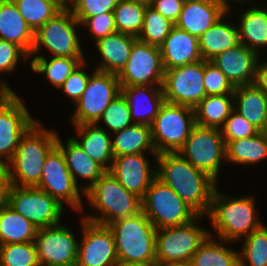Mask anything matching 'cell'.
Masks as SVG:
<instances>
[{
  "label": "cell",
  "instance_id": "cell-1",
  "mask_svg": "<svg viewBox=\"0 0 267 266\" xmlns=\"http://www.w3.org/2000/svg\"><path fill=\"white\" fill-rule=\"evenodd\" d=\"M157 178L170 186L199 215H207L217 181L195 168L178 152H164L155 159Z\"/></svg>",
  "mask_w": 267,
  "mask_h": 266
},
{
  "label": "cell",
  "instance_id": "cell-2",
  "mask_svg": "<svg viewBox=\"0 0 267 266\" xmlns=\"http://www.w3.org/2000/svg\"><path fill=\"white\" fill-rule=\"evenodd\" d=\"M58 134L44 129L36 121L21 137L11 160L6 164L8 177L17 187H37L39 185L45 159L56 146Z\"/></svg>",
  "mask_w": 267,
  "mask_h": 266
},
{
  "label": "cell",
  "instance_id": "cell-3",
  "mask_svg": "<svg viewBox=\"0 0 267 266\" xmlns=\"http://www.w3.org/2000/svg\"><path fill=\"white\" fill-rule=\"evenodd\" d=\"M115 240L119 264L157 265L156 228L143 211L108 224Z\"/></svg>",
  "mask_w": 267,
  "mask_h": 266
},
{
  "label": "cell",
  "instance_id": "cell-4",
  "mask_svg": "<svg viewBox=\"0 0 267 266\" xmlns=\"http://www.w3.org/2000/svg\"><path fill=\"white\" fill-rule=\"evenodd\" d=\"M254 203L253 195L230 198L215 189L206 216L209 217L208 220L211 221L220 241L232 243L263 225L258 214L254 212Z\"/></svg>",
  "mask_w": 267,
  "mask_h": 266
},
{
  "label": "cell",
  "instance_id": "cell-5",
  "mask_svg": "<svg viewBox=\"0 0 267 266\" xmlns=\"http://www.w3.org/2000/svg\"><path fill=\"white\" fill-rule=\"evenodd\" d=\"M89 205L100 212L99 216H85L88 221L108 225L114 220L134 216L142 211L141 198L126 190L106 171L85 193Z\"/></svg>",
  "mask_w": 267,
  "mask_h": 266
},
{
  "label": "cell",
  "instance_id": "cell-6",
  "mask_svg": "<svg viewBox=\"0 0 267 266\" xmlns=\"http://www.w3.org/2000/svg\"><path fill=\"white\" fill-rule=\"evenodd\" d=\"M142 211L156 229L190 223L199 214L157 177L141 199Z\"/></svg>",
  "mask_w": 267,
  "mask_h": 266
},
{
  "label": "cell",
  "instance_id": "cell-7",
  "mask_svg": "<svg viewBox=\"0 0 267 266\" xmlns=\"http://www.w3.org/2000/svg\"><path fill=\"white\" fill-rule=\"evenodd\" d=\"M200 218L202 215L185 225L156 229L157 266L191 260L198 247L212 236L205 228L199 227Z\"/></svg>",
  "mask_w": 267,
  "mask_h": 266
},
{
  "label": "cell",
  "instance_id": "cell-8",
  "mask_svg": "<svg viewBox=\"0 0 267 266\" xmlns=\"http://www.w3.org/2000/svg\"><path fill=\"white\" fill-rule=\"evenodd\" d=\"M195 125L193 108L165 101L151 125L156 153L178 152Z\"/></svg>",
  "mask_w": 267,
  "mask_h": 266
},
{
  "label": "cell",
  "instance_id": "cell-9",
  "mask_svg": "<svg viewBox=\"0 0 267 266\" xmlns=\"http://www.w3.org/2000/svg\"><path fill=\"white\" fill-rule=\"evenodd\" d=\"M79 25L72 10L63 8L35 32L31 56L43 46L56 57L85 58L76 32Z\"/></svg>",
  "mask_w": 267,
  "mask_h": 266
},
{
  "label": "cell",
  "instance_id": "cell-10",
  "mask_svg": "<svg viewBox=\"0 0 267 266\" xmlns=\"http://www.w3.org/2000/svg\"><path fill=\"white\" fill-rule=\"evenodd\" d=\"M120 94L117 74L95 69L85 91L75 103L77 106L71 118L73 125L96 124L108 105Z\"/></svg>",
  "mask_w": 267,
  "mask_h": 266
},
{
  "label": "cell",
  "instance_id": "cell-11",
  "mask_svg": "<svg viewBox=\"0 0 267 266\" xmlns=\"http://www.w3.org/2000/svg\"><path fill=\"white\" fill-rule=\"evenodd\" d=\"M178 153L217 181L221 160L226 159V145L220 129L196 124Z\"/></svg>",
  "mask_w": 267,
  "mask_h": 266
},
{
  "label": "cell",
  "instance_id": "cell-12",
  "mask_svg": "<svg viewBox=\"0 0 267 266\" xmlns=\"http://www.w3.org/2000/svg\"><path fill=\"white\" fill-rule=\"evenodd\" d=\"M162 89L166 102L194 109L207 96L204 60L165 70Z\"/></svg>",
  "mask_w": 267,
  "mask_h": 266
},
{
  "label": "cell",
  "instance_id": "cell-13",
  "mask_svg": "<svg viewBox=\"0 0 267 266\" xmlns=\"http://www.w3.org/2000/svg\"><path fill=\"white\" fill-rule=\"evenodd\" d=\"M9 206L38 229L60 224L64 207L44 190L14 185L9 193Z\"/></svg>",
  "mask_w": 267,
  "mask_h": 266
},
{
  "label": "cell",
  "instance_id": "cell-14",
  "mask_svg": "<svg viewBox=\"0 0 267 266\" xmlns=\"http://www.w3.org/2000/svg\"><path fill=\"white\" fill-rule=\"evenodd\" d=\"M164 74L160 47L137 39L132 46L129 59L117 77L121 86H162Z\"/></svg>",
  "mask_w": 267,
  "mask_h": 266
},
{
  "label": "cell",
  "instance_id": "cell-15",
  "mask_svg": "<svg viewBox=\"0 0 267 266\" xmlns=\"http://www.w3.org/2000/svg\"><path fill=\"white\" fill-rule=\"evenodd\" d=\"M37 188L44 190L60 204H69L77 211H83L78 184L75 183L61 149L56 145L47 155L42 176ZM64 201V202H63Z\"/></svg>",
  "mask_w": 267,
  "mask_h": 266
},
{
  "label": "cell",
  "instance_id": "cell-16",
  "mask_svg": "<svg viewBox=\"0 0 267 266\" xmlns=\"http://www.w3.org/2000/svg\"><path fill=\"white\" fill-rule=\"evenodd\" d=\"M35 122L36 120H33L29 110L16 93L0 97L1 165H6L11 160L21 137Z\"/></svg>",
  "mask_w": 267,
  "mask_h": 266
},
{
  "label": "cell",
  "instance_id": "cell-17",
  "mask_svg": "<svg viewBox=\"0 0 267 266\" xmlns=\"http://www.w3.org/2000/svg\"><path fill=\"white\" fill-rule=\"evenodd\" d=\"M34 242L41 266H76L79 242L64 225L38 229Z\"/></svg>",
  "mask_w": 267,
  "mask_h": 266
},
{
  "label": "cell",
  "instance_id": "cell-18",
  "mask_svg": "<svg viewBox=\"0 0 267 266\" xmlns=\"http://www.w3.org/2000/svg\"><path fill=\"white\" fill-rule=\"evenodd\" d=\"M83 236L78 246L76 266H117L115 240L108 225L83 218Z\"/></svg>",
  "mask_w": 267,
  "mask_h": 266
},
{
  "label": "cell",
  "instance_id": "cell-19",
  "mask_svg": "<svg viewBox=\"0 0 267 266\" xmlns=\"http://www.w3.org/2000/svg\"><path fill=\"white\" fill-rule=\"evenodd\" d=\"M145 153H137L114 157L109 172L129 192L143 198L152 181L157 177V171L149 167Z\"/></svg>",
  "mask_w": 267,
  "mask_h": 266
},
{
  "label": "cell",
  "instance_id": "cell-20",
  "mask_svg": "<svg viewBox=\"0 0 267 266\" xmlns=\"http://www.w3.org/2000/svg\"><path fill=\"white\" fill-rule=\"evenodd\" d=\"M260 55L241 43L216 55L210 62L236 86L253 84Z\"/></svg>",
  "mask_w": 267,
  "mask_h": 266
},
{
  "label": "cell",
  "instance_id": "cell-21",
  "mask_svg": "<svg viewBox=\"0 0 267 266\" xmlns=\"http://www.w3.org/2000/svg\"><path fill=\"white\" fill-rule=\"evenodd\" d=\"M121 93L128 103L131 120L136 124L151 126L165 102L162 86H121Z\"/></svg>",
  "mask_w": 267,
  "mask_h": 266
},
{
  "label": "cell",
  "instance_id": "cell-22",
  "mask_svg": "<svg viewBox=\"0 0 267 266\" xmlns=\"http://www.w3.org/2000/svg\"><path fill=\"white\" fill-rule=\"evenodd\" d=\"M164 70L202 60L199 38L176 26L160 46Z\"/></svg>",
  "mask_w": 267,
  "mask_h": 266
},
{
  "label": "cell",
  "instance_id": "cell-23",
  "mask_svg": "<svg viewBox=\"0 0 267 266\" xmlns=\"http://www.w3.org/2000/svg\"><path fill=\"white\" fill-rule=\"evenodd\" d=\"M226 13L218 1L184 2L175 26L199 38Z\"/></svg>",
  "mask_w": 267,
  "mask_h": 266
},
{
  "label": "cell",
  "instance_id": "cell-24",
  "mask_svg": "<svg viewBox=\"0 0 267 266\" xmlns=\"http://www.w3.org/2000/svg\"><path fill=\"white\" fill-rule=\"evenodd\" d=\"M0 39L17 44L31 56L35 32L12 0H0Z\"/></svg>",
  "mask_w": 267,
  "mask_h": 266
},
{
  "label": "cell",
  "instance_id": "cell-25",
  "mask_svg": "<svg viewBox=\"0 0 267 266\" xmlns=\"http://www.w3.org/2000/svg\"><path fill=\"white\" fill-rule=\"evenodd\" d=\"M136 37L115 32L95 42L101 55V62L97 70L118 74L130 57Z\"/></svg>",
  "mask_w": 267,
  "mask_h": 266
},
{
  "label": "cell",
  "instance_id": "cell-26",
  "mask_svg": "<svg viewBox=\"0 0 267 266\" xmlns=\"http://www.w3.org/2000/svg\"><path fill=\"white\" fill-rule=\"evenodd\" d=\"M66 146L63 145L60 137H57L56 145L64 154L67 167L77 184V176L89 180V184L82 188L85 193L105 172L106 170L89 157L79 146V144L70 136L66 139Z\"/></svg>",
  "mask_w": 267,
  "mask_h": 266
},
{
  "label": "cell",
  "instance_id": "cell-27",
  "mask_svg": "<svg viewBox=\"0 0 267 266\" xmlns=\"http://www.w3.org/2000/svg\"><path fill=\"white\" fill-rule=\"evenodd\" d=\"M78 135L82 138L78 141L72 137L82 148V150L101 165L106 171H109L114 160L112 151V138L103 127L97 124H82L75 126Z\"/></svg>",
  "mask_w": 267,
  "mask_h": 266
},
{
  "label": "cell",
  "instance_id": "cell-28",
  "mask_svg": "<svg viewBox=\"0 0 267 266\" xmlns=\"http://www.w3.org/2000/svg\"><path fill=\"white\" fill-rule=\"evenodd\" d=\"M224 19L222 17L199 37V50L203 60L210 61L216 55L240 44L238 26Z\"/></svg>",
  "mask_w": 267,
  "mask_h": 266
},
{
  "label": "cell",
  "instance_id": "cell-29",
  "mask_svg": "<svg viewBox=\"0 0 267 266\" xmlns=\"http://www.w3.org/2000/svg\"><path fill=\"white\" fill-rule=\"evenodd\" d=\"M116 137L111 140L113 157L151 152L155 158L157 153L152 141L151 126L133 123L125 129L112 133Z\"/></svg>",
  "mask_w": 267,
  "mask_h": 266
},
{
  "label": "cell",
  "instance_id": "cell-30",
  "mask_svg": "<svg viewBox=\"0 0 267 266\" xmlns=\"http://www.w3.org/2000/svg\"><path fill=\"white\" fill-rule=\"evenodd\" d=\"M234 111L256 128L263 124L267 112V95L254 83L236 86L233 92Z\"/></svg>",
  "mask_w": 267,
  "mask_h": 266
},
{
  "label": "cell",
  "instance_id": "cell-31",
  "mask_svg": "<svg viewBox=\"0 0 267 266\" xmlns=\"http://www.w3.org/2000/svg\"><path fill=\"white\" fill-rule=\"evenodd\" d=\"M240 19V43L259 54L257 47L267 46V10L253 7L243 12Z\"/></svg>",
  "mask_w": 267,
  "mask_h": 266
},
{
  "label": "cell",
  "instance_id": "cell-32",
  "mask_svg": "<svg viewBox=\"0 0 267 266\" xmlns=\"http://www.w3.org/2000/svg\"><path fill=\"white\" fill-rule=\"evenodd\" d=\"M38 228L7 206L0 212V245L35 241Z\"/></svg>",
  "mask_w": 267,
  "mask_h": 266
},
{
  "label": "cell",
  "instance_id": "cell-33",
  "mask_svg": "<svg viewBox=\"0 0 267 266\" xmlns=\"http://www.w3.org/2000/svg\"><path fill=\"white\" fill-rule=\"evenodd\" d=\"M233 94L207 95L194 108L196 124L220 129L234 110Z\"/></svg>",
  "mask_w": 267,
  "mask_h": 266
},
{
  "label": "cell",
  "instance_id": "cell-34",
  "mask_svg": "<svg viewBox=\"0 0 267 266\" xmlns=\"http://www.w3.org/2000/svg\"><path fill=\"white\" fill-rule=\"evenodd\" d=\"M225 145V161L231 163L249 165L267 158V140L259 133L255 136L229 141Z\"/></svg>",
  "mask_w": 267,
  "mask_h": 266
},
{
  "label": "cell",
  "instance_id": "cell-35",
  "mask_svg": "<svg viewBox=\"0 0 267 266\" xmlns=\"http://www.w3.org/2000/svg\"><path fill=\"white\" fill-rule=\"evenodd\" d=\"M85 58H70L52 56L49 61L39 54L31 60V68L34 72L45 74L46 79L59 88L70 74L79 66Z\"/></svg>",
  "mask_w": 267,
  "mask_h": 266
},
{
  "label": "cell",
  "instance_id": "cell-36",
  "mask_svg": "<svg viewBox=\"0 0 267 266\" xmlns=\"http://www.w3.org/2000/svg\"><path fill=\"white\" fill-rule=\"evenodd\" d=\"M190 261L195 266H239V252L227 248L209 236L198 247Z\"/></svg>",
  "mask_w": 267,
  "mask_h": 266
},
{
  "label": "cell",
  "instance_id": "cell-37",
  "mask_svg": "<svg viewBox=\"0 0 267 266\" xmlns=\"http://www.w3.org/2000/svg\"><path fill=\"white\" fill-rule=\"evenodd\" d=\"M148 4L137 0H119L113 10L117 32L138 38Z\"/></svg>",
  "mask_w": 267,
  "mask_h": 266
},
{
  "label": "cell",
  "instance_id": "cell-38",
  "mask_svg": "<svg viewBox=\"0 0 267 266\" xmlns=\"http://www.w3.org/2000/svg\"><path fill=\"white\" fill-rule=\"evenodd\" d=\"M26 23L36 32L63 7L60 0H12Z\"/></svg>",
  "mask_w": 267,
  "mask_h": 266
},
{
  "label": "cell",
  "instance_id": "cell-39",
  "mask_svg": "<svg viewBox=\"0 0 267 266\" xmlns=\"http://www.w3.org/2000/svg\"><path fill=\"white\" fill-rule=\"evenodd\" d=\"M239 266H267V227L264 224L245 237Z\"/></svg>",
  "mask_w": 267,
  "mask_h": 266
},
{
  "label": "cell",
  "instance_id": "cell-40",
  "mask_svg": "<svg viewBox=\"0 0 267 266\" xmlns=\"http://www.w3.org/2000/svg\"><path fill=\"white\" fill-rule=\"evenodd\" d=\"M174 26V23L166 19L153 7L147 5L143 28L137 39L144 43L160 47Z\"/></svg>",
  "mask_w": 267,
  "mask_h": 266
},
{
  "label": "cell",
  "instance_id": "cell-41",
  "mask_svg": "<svg viewBox=\"0 0 267 266\" xmlns=\"http://www.w3.org/2000/svg\"><path fill=\"white\" fill-rule=\"evenodd\" d=\"M0 266H41L35 242L0 245Z\"/></svg>",
  "mask_w": 267,
  "mask_h": 266
},
{
  "label": "cell",
  "instance_id": "cell-42",
  "mask_svg": "<svg viewBox=\"0 0 267 266\" xmlns=\"http://www.w3.org/2000/svg\"><path fill=\"white\" fill-rule=\"evenodd\" d=\"M101 120L113 133L133 124L128 103L122 93L108 105L96 124L100 123Z\"/></svg>",
  "mask_w": 267,
  "mask_h": 266
},
{
  "label": "cell",
  "instance_id": "cell-43",
  "mask_svg": "<svg viewBox=\"0 0 267 266\" xmlns=\"http://www.w3.org/2000/svg\"><path fill=\"white\" fill-rule=\"evenodd\" d=\"M220 131L225 144L229 141L255 136L259 133L258 128L234 110L220 128Z\"/></svg>",
  "mask_w": 267,
  "mask_h": 266
},
{
  "label": "cell",
  "instance_id": "cell-44",
  "mask_svg": "<svg viewBox=\"0 0 267 266\" xmlns=\"http://www.w3.org/2000/svg\"><path fill=\"white\" fill-rule=\"evenodd\" d=\"M204 88L206 95L233 94L235 86L210 61L204 60Z\"/></svg>",
  "mask_w": 267,
  "mask_h": 266
},
{
  "label": "cell",
  "instance_id": "cell-45",
  "mask_svg": "<svg viewBox=\"0 0 267 266\" xmlns=\"http://www.w3.org/2000/svg\"><path fill=\"white\" fill-rule=\"evenodd\" d=\"M75 18L79 21L80 24L88 26L95 42H97L101 38L117 32L113 12H105L97 14L93 17Z\"/></svg>",
  "mask_w": 267,
  "mask_h": 266
},
{
  "label": "cell",
  "instance_id": "cell-46",
  "mask_svg": "<svg viewBox=\"0 0 267 266\" xmlns=\"http://www.w3.org/2000/svg\"><path fill=\"white\" fill-rule=\"evenodd\" d=\"M119 0H77L70 9L74 17H93L105 12H113Z\"/></svg>",
  "mask_w": 267,
  "mask_h": 266
},
{
  "label": "cell",
  "instance_id": "cell-47",
  "mask_svg": "<svg viewBox=\"0 0 267 266\" xmlns=\"http://www.w3.org/2000/svg\"><path fill=\"white\" fill-rule=\"evenodd\" d=\"M85 65L86 60L79 64L60 87L68 97H71V99L74 100V103H76L82 96L89 81L90 75L82 69Z\"/></svg>",
  "mask_w": 267,
  "mask_h": 266
},
{
  "label": "cell",
  "instance_id": "cell-48",
  "mask_svg": "<svg viewBox=\"0 0 267 266\" xmlns=\"http://www.w3.org/2000/svg\"><path fill=\"white\" fill-rule=\"evenodd\" d=\"M20 56H24L23 60L29 58L17 44L0 39V73H14Z\"/></svg>",
  "mask_w": 267,
  "mask_h": 266
},
{
  "label": "cell",
  "instance_id": "cell-49",
  "mask_svg": "<svg viewBox=\"0 0 267 266\" xmlns=\"http://www.w3.org/2000/svg\"><path fill=\"white\" fill-rule=\"evenodd\" d=\"M184 2V0H153L149 5L175 24L182 11Z\"/></svg>",
  "mask_w": 267,
  "mask_h": 266
},
{
  "label": "cell",
  "instance_id": "cell-50",
  "mask_svg": "<svg viewBox=\"0 0 267 266\" xmlns=\"http://www.w3.org/2000/svg\"><path fill=\"white\" fill-rule=\"evenodd\" d=\"M12 183L8 177L6 165L0 164V212L9 205V193Z\"/></svg>",
  "mask_w": 267,
  "mask_h": 266
},
{
  "label": "cell",
  "instance_id": "cell-51",
  "mask_svg": "<svg viewBox=\"0 0 267 266\" xmlns=\"http://www.w3.org/2000/svg\"><path fill=\"white\" fill-rule=\"evenodd\" d=\"M259 61L256 65L254 84L267 95V61Z\"/></svg>",
  "mask_w": 267,
  "mask_h": 266
},
{
  "label": "cell",
  "instance_id": "cell-52",
  "mask_svg": "<svg viewBox=\"0 0 267 266\" xmlns=\"http://www.w3.org/2000/svg\"><path fill=\"white\" fill-rule=\"evenodd\" d=\"M6 83L7 82L0 80V97H6L15 94V92Z\"/></svg>",
  "mask_w": 267,
  "mask_h": 266
},
{
  "label": "cell",
  "instance_id": "cell-53",
  "mask_svg": "<svg viewBox=\"0 0 267 266\" xmlns=\"http://www.w3.org/2000/svg\"><path fill=\"white\" fill-rule=\"evenodd\" d=\"M259 134L267 140V112L262 126L259 128Z\"/></svg>",
  "mask_w": 267,
  "mask_h": 266
},
{
  "label": "cell",
  "instance_id": "cell-54",
  "mask_svg": "<svg viewBox=\"0 0 267 266\" xmlns=\"http://www.w3.org/2000/svg\"><path fill=\"white\" fill-rule=\"evenodd\" d=\"M231 2V0H218V2L228 11L230 10L229 8V3ZM233 2H246V1H250V0H232Z\"/></svg>",
  "mask_w": 267,
  "mask_h": 266
},
{
  "label": "cell",
  "instance_id": "cell-55",
  "mask_svg": "<svg viewBox=\"0 0 267 266\" xmlns=\"http://www.w3.org/2000/svg\"><path fill=\"white\" fill-rule=\"evenodd\" d=\"M77 0H60V5L63 7V8H70L71 7V4L72 6L75 4ZM71 3L69 5V3Z\"/></svg>",
  "mask_w": 267,
  "mask_h": 266
},
{
  "label": "cell",
  "instance_id": "cell-56",
  "mask_svg": "<svg viewBox=\"0 0 267 266\" xmlns=\"http://www.w3.org/2000/svg\"><path fill=\"white\" fill-rule=\"evenodd\" d=\"M168 266H195L191 261H184L180 263H174Z\"/></svg>",
  "mask_w": 267,
  "mask_h": 266
},
{
  "label": "cell",
  "instance_id": "cell-57",
  "mask_svg": "<svg viewBox=\"0 0 267 266\" xmlns=\"http://www.w3.org/2000/svg\"><path fill=\"white\" fill-rule=\"evenodd\" d=\"M185 2H208V1H218V0H184Z\"/></svg>",
  "mask_w": 267,
  "mask_h": 266
},
{
  "label": "cell",
  "instance_id": "cell-58",
  "mask_svg": "<svg viewBox=\"0 0 267 266\" xmlns=\"http://www.w3.org/2000/svg\"><path fill=\"white\" fill-rule=\"evenodd\" d=\"M117 266H157V265H123V264H118Z\"/></svg>",
  "mask_w": 267,
  "mask_h": 266
},
{
  "label": "cell",
  "instance_id": "cell-59",
  "mask_svg": "<svg viewBox=\"0 0 267 266\" xmlns=\"http://www.w3.org/2000/svg\"><path fill=\"white\" fill-rule=\"evenodd\" d=\"M137 1L144 2L149 5L153 0H137Z\"/></svg>",
  "mask_w": 267,
  "mask_h": 266
}]
</instances>
